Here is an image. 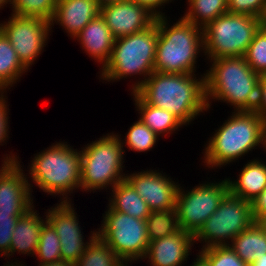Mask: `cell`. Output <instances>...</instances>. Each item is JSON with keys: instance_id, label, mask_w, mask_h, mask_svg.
<instances>
[{"instance_id": "1", "label": "cell", "mask_w": 266, "mask_h": 266, "mask_svg": "<svg viewBox=\"0 0 266 266\" xmlns=\"http://www.w3.org/2000/svg\"><path fill=\"white\" fill-rule=\"evenodd\" d=\"M154 71L135 93L147 104L162 108L185 126L208 111L205 76Z\"/></svg>"}, {"instance_id": "2", "label": "cell", "mask_w": 266, "mask_h": 266, "mask_svg": "<svg viewBox=\"0 0 266 266\" xmlns=\"http://www.w3.org/2000/svg\"><path fill=\"white\" fill-rule=\"evenodd\" d=\"M208 62L210 68L203 73L208 110L213 101H220L233 106L232 111H254L260 74L249 66L244 56L224 57Z\"/></svg>"}, {"instance_id": "3", "label": "cell", "mask_w": 266, "mask_h": 266, "mask_svg": "<svg viewBox=\"0 0 266 266\" xmlns=\"http://www.w3.org/2000/svg\"><path fill=\"white\" fill-rule=\"evenodd\" d=\"M231 113L207 140L202 152L204 167L220 169L222 166L237 162L253 149L255 151L258 147L263 148L265 119L255 111Z\"/></svg>"}, {"instance_id": "4", "label": "cell", "mask_w": 266, "mask_h": 266, "mask_svg": "<svg viewBox=\"0 0 266 266\" xmlns=\"http://www.w3.org/2000/svg\"><path fill=\"white\" fill-rule=\"evenodd\" d=\"M28 166V183L32 194L35 183L42 192L60 202L72 201L71 194L80 190L81 156L80 151L64 141L51 144L49 148L35 153ZM31 179V181H30ZM33 183V184H31Z\"/></svg>"}, {"instance_id": "5", "label": "cell", "mask_w": 266, "mask_h": 266, "mask_svg": "<svg viewBox=\"0 0 266 266\" xmlns=\"http://www.w3.org/2000/svg\"><path fill=\"white\" fill-rule=\"evenodd\" d=\"M167 19V15L156 17L158 38L154 71L195 74L198 55L204 52L202 28L182 16L171 26V20Z\"/></svg>"}, {"instance_id": "6", "label": "cell", "mask_w": 266, "mask_h": 266, "mask_svg": "<svg viewBox=\"0 0 266 266\" xmlns=\"http://www.w3.org/2000/svg\"><path fill=\"white\" fill-rule=\"evenodd\" d=\"M157 38L156 20L145 30L116 38L110 60L99 72L100 79L117 82L123 78L142 76L130 86V92H135L154 72Z\"/></svg>"}, {"instance_id": "7", "label": "cell", "mask_w": 266, "mask_h": 266, "mask_svg": "<svg viewBox=\"0 0 266 266\" xmlns=\"http://www.w3.org/2000/svg\"><path fill=\"white\" fill-rule=\"evenodd\" d=\"M121 138L118 133H107L81 148L80 191H104L125 180L123 164L126 150Z\"/></svg>"}, {"instance_id": "8", "label": "cell", "mask_w": 266, "mask_h": 266, "mask_svg": "<svg viewBox=\"0 0 266 266\" xmlns=\"http://www.w3.org/2000/svg\"><path fill=\"white\" fill-rule=\"evenodd\" d=\"M261 26V18L249 15L226 12L217 17L202 28L205 59L244 56Z\"/></svg>"}, {"instance_id": "9", "label": "cell", "mask_w": 266, "mask_h": 266, "mask_svg": "<svg viewBox=\"0 0 266 266\" xmlns=\"http://www.w3.org/2000/svg\"><path fill=\"white\" fill-rule=\"evenodd\" d=\"M106 207L105 213L102 214V224L96 229V234L124 263L132 265L143 260L149 245L146 220Z\"/></svg>"}, {"instance_id": "10", "label": "cell", "mask_w": 266, "mask_h": 266, "mask_svg": "<svg viewBox=\"0 0 266 266\" xmlns=\"http://www.w3.org/2000/svg\"><path fill=\"white\" fill-rule=\"evenodd\" d=\"M254 222L251 202L228 191L216 211L194 235V242L204 243L201 249L229 245Z\"/></svg>"}, {"instance_id": "11", "label": "cell", "mask_w": 266, "mask_h": 266, "mask_svg": "<svg viewBox=\"0 0 266 266\" xmlns=\"http://www.w3.org/2000/svg\"><path fill=\"white\" fill-rule=\"evenodd\" d=\"M229 191L227 178L206 181L186 190L179 186L176 199L178 224L181 229L195 235L205 221L216 211Z\"/></svg>"}, {"instance_id": "12", "label": "cell", "mask_w": 266, "mask_h": 266, "mask_svg": "<svg viewBox=\"0 0 266 266\" xmlns=\"http://www.w3.org/2000/svg\"><path fill=\"white\" fill-rule=\"evenodd\" d=\"M6 20L0 22V31L15 49L21 63L29 70L48 43L49 33L53 32L51 24L38 17H23L12 13Z\"/></svg>"}, {"instance_id": "13", "label": "cell", "mask_w": 266, "mask_h": 266, "mask_svg": "<svg viewBox=\"0 0 266 266\" xmlns=\"http://www.w3.org/2000/svg\"><path fill=\"white\" fill-rule=\"evenodd\" d=\"M9 153L3 156L0 166V216H22L35 201L19 155Z\"/></svg>"}, {"instance_id": "14", "label": "cell", "mask_w": 266, "mask_h": 266, "mask_svg": "<svg viewBox=\"0 0 266 266\" xmlns=\"http://www.w3.org/2000/svg\"><path fill=\"white\" fill-rule=\"evenodd\" d=\"M58 203L50 207L48 211L46 210L44 214L60 239L61 260L74 265L86 250L90 240L96 235V230L91 231L88 240L85 241L72 201H59Z\"/></svg>"}, {"instance_id": "15", "label": "cell", "mask_w": 266, "mask_h": 266, "mask_svg": "<svg viewBox=\"0 0 266 266\" xmlns=\"http://www.w3.org/2000/svg\"><path fill=\"white\" fill-rule=\"evenodd\" d=\"M165 174L159 169H141L140 172L127 173L125 179L146 201L151 211L176 210V199L180 184Z\"/></svg>"}, {"instance_id": "16", "label": "cell", "mask_w": 266, "mask_h": 266, "mask_svg": "<svg viewBox=\"0 0 266 266\" xmlns=\"http://www.w3.org/2000/svg\"><path fill=\"white\" fill-rule=\"evenodd\" d=\"M100 15L113 37L131 35L150 27L156 16L133 0H122L100 8Z\"/></svg>"}, {"instance_id": "17", "label": "cell", "mask_w": 266, "mask_h": 266, "mask_svg": "<svg viewBox=\"0 0 266 266\" xmlns=\"http://www.w3.org/2000/svg\"><path fill=\"white\" fill-rule=\"evenodd\" d=\"M194 243V235L180 228L174 234L149 242L143 260L148 259L150 266H182L187 263Z\"/></svg>"}, {"instance_id": "18", "label": "cell", "mask_w": 266, "mask_h": 266, "mask_svg": "<svg viewBox=\"0 0 266 266\" xmlns=\"http://www.w3.org/2000/svg\"><path fill=\"white\" fill-rule=\"evenodd\" d=\"M98 14L100 8L96 0H57L54 15L50 20L51 29L54 24L62 26V30L74 37Z\"/></svg>"}, {"instance_id": "19", "label": "cell", "mask_w": 266, "mask_h": 266, "mask_svg": "<svg viewBox=\"0 0 266 266\" xmlns=\"http://www.w3.org/2000/svg\"><path fill=\"white\" fill-rule=\"evenodd\" d=\"M74 39L80 43L86 55L102 64L100 69L109 62L115 38L100 14L93 18Z\"/></svg>"}, {"instance_id": "20", "label": "cell", "mask_w": 266, "mask_h": 266, "mask_svg": "<svg viewBox=\"0 0 266 266\" xmlns=\"http://www.w3.org/2000/svg\"><path fill=\"white\" fill-rule=\"evenodd\" d=\"M37 212L39 211L33 206L18 219L12 233L9 252L4 256L6 261L8 257L14 256L15 252L23 256L27 254L34 258L42 225L47 221L46 215L41 217L40 213Z\"/></svg>"}, {"instance_id": "21", "label": "cell", "mask_w": 266, "mask_h": 266, "mask_svg": "<svg viewBox=\"0 0 266 266\" xmlns=\"http://www.w3.org/2000/svg\"><path fill=\"white\" fill-rule=\"evenodd\" d=\"M244 165L236 180L227 178L229 191L245 201L252 202L266 188V162L261 158H253Z\"/></svg>"}, {"instance_id": "22", "label": "cell", "mask_w": 266, "mask_h": 266, "mask_svg": "<svg viewBox=\"0 0 266 266\" xmlns=\"http://www.w3.org/2000/svg\"><path fill=\"white\" fill-rule=\"evenodd\" d=\"M110 193L107 204L113 211L127 213L128 215L146 220L150 215L146 201L136 192L133 186L125 179L117 183Z\"/></svg>"}, {"instance_id": "23", "label": "cell", "mask_w": 266, "mask_h": 266, "mask_svg": "<svg viewBox=\"0 0 266 266\" xmlns=\"http://www.w3.org/2000/svg\"><path fill=\"white\" fill-rule=\"evenodd\" d=\"M132 100L135 102L136 111L139 113V119L148 126L158 136H166L175 131H179L184 124L169 111L157 108L145 103L135 92H131ZM166 134V135H165Z\"/></svg>"}, {"instance_id": "24", "label": "cell", "mask_w": 266, "mask_h": 266, "mask_svg": "<svg viewBox=\"0 0 266 266\" xmlns=\"http://www.w3.org/2000/svg\"><path fill=\"white\" fill-rule=\"evenodd\" d=\"M230 247L248 265L266 254V227L255 221L236 236Z\"/></svg>"}, {"instance_id": "25", "label": "cell", "mask_w": 266, "mask_h": 266, "mask_svg": "<svg viewBox=\"0 0 266 266\" xmlns=\"http://www.w3.org/2000/svg\"><path fill=\"white\" fill-rule=\"evenodd\" d=\"M28 69L19 60L15 49L0 31V92H7L20 81Z\"/></svg>"}, {"instance_id": "26", "label": "cell", "mask_w": 266, "mask_h": 266, "mask_svg": "<svg viewBox=\"0 0 266 266\" xmlns=\"http://www.w3.org/2000/svg\"><path fill=\"white\" fill-rule=\"evenodd\" d=\"M186 4L188 10L182 17L201 28L228 12L227 0H187Z\"/></svg>"}, {"instance_id": "27", "label": "cell", "mask_w": 266, "mask_h": 266, "mask_svg": "<svg viewBox=\"0 0 266 266\" xmlns=\"http://www.w3.org/2000/svg\"><path fill=\"white\" fill-rule=\"evenodd\" d=\"M124 262L97 234L74 266H121Z\"/></svg>"}, {"instance_id": "28", "label": "cell", "mask_w": 266, "mask_h": 266, "mask_svg": "<svg viewBox=\"0 0 266 266\" xmlns=\"http://www.w3.org/2000/svg\"><path fill=\"white\" fill-rule=\"evenodd\" d=\"M146 227L149 242L176 233L180 229L176 210L151 211Z\"/></svg>"}, {"instance_id": "29", "label": "cell", "mask_w": 266, "mask_h": 266, "mask_svg": "<svg viewBox=\"0 0 266 266\" xmlns=\"http://www.w3.org/2000/svg\"><path fill=\"white\" fill-rule=\"evenodd\" d=\"M125 134V141L122 139L121 143L123 148L127 146L129 151L134 152H148L154 148L159 137L148 126H146L139 118L134 122ZM125 144V145H124Z\"/></svg>"}, {"instance_id": "30", "label": "cell", "mask_w": 266, "mask_h": 266, "mask_svg": "<svg viewBox=\"0 0 266 266\" xmlns=\"http://www.w3.org/2000/svg\"><path fill=\"white\" fill-rule=\"evenodd\" d=\"M60 239L53 226L46 221L41 228L35 257L39 265L61 261Z\"/></svg>"}, {"instance_id": "31", "label": "cell", "mask_w": 266, "mask_h": 266, "mask_svg": "<svg viewBox=\"0 0 266 266\" xmlns=\"http://www.w3.org/2000/svg\"><path fill=\"white\" fill-rule=\"evenodd\" d=\"M57 0H12V14L23 17H38L50 22Z\"/></svg>"}, {"instance_id": "32", "label": "cell", "mask_w": 266, "mask_h": 266, "mask_svg": "<svg viewBox=\"0 0 266 266\" xmlns=\"http://www.w3.org/2000/svg\"><path fill=\"white\" fill-rule=\"evenodd\" d=\"M244 58L256 73H266V29L262 26L254 35Z\"/></svg>"}, {"instance_id": "33", "label": "cell", "mask_w": 266, "mask_h": 266, "mask_svg": "<svg viewBox=\"0 0 266 266\" xmlns=\"http://www.w3.org/2000/svg\"><path fill=\"white\" fill-rule=\"evenodd\" d=\"M210 266H249L230 247L213 246L198 252Z\"/></svg>"}, {"instance_id": "34", "label": "cell", "mask_w": 266, "mask_h": 266, "mask_svg": "<svg viewBox=\"0 0 266 266\" xmlns=\"http://www.w3.org/2000/svg\"><path fill=\"white\" fill-rule=\"evenodd\" d=\"M266 8V0H227L230 13L262 18Z\"/></svg>"}, {"instance_id": "35", "label": "cell", "mask_w": 266, "mask_h": 266, "mask_svg": "<svg viewBox=\"0 0 266 266\" xmlns=\"http://www.w3.org/2000/svg\"><path fill=\"white\" fill-rule=\"evenodd\" d=\"M21 216H0V257L10 249L14 227Z\"/></svg>"}, {"instance_id": "36", "label": "cell", "mask_w": 266, "mask_h": 266, "mask_svg": "<svg viewBox=\"0 0 266 266\" xmlns=\"http://www.w3.org/2000/svg\"><path fill=\"white\" fill-rule=\"evenodd\" d=\"M5 93L7 92H0V145L1 146L4 145L3 143L6 144L9 138V133H8L9 123H10V120L8 121L9 106L7 105L8 97L6 96Z\"/></svg>"}, {"instance_id": "37", "label": "cell", "mask_w": 266, "mask_h": 266, "mask_svg": "<svg viewBox=\"0 0 266 266\" xmlns=\"http://www.w3.org/2000/svg\"><path fill=\"white\" fill-rule=\"evenodd\" d=\"M254 111L266 119V73L260 74L258 84V99Z\"/></svg>"}, {"instance_id": "38", "label": "cell", "mask_w": 266, "mask_h": 266, "mask_svg": "<svg viewBox=\"0 0 266 266\" xmlns=\"http://www.w3.org/2000/svg\"><path fill=\"white\" fill-rule=\"evenodd\" d=\"M255 221H260L266 215V188L251 202Z\"/></svg>"}, {"instance_id": "39", "label": "cell", "mask_w": 266, "mask_h": 266, "mask_svg": "<svg viewBox=\"0 0 266 266\" xmlns=\"http://www.w3.org/2000/svg\"><path fill=\"white\" fill-rule=\"evenodd\" d=\"M134 2L146 7L156 17L165 16V12H161L165 5L175 0H133ZM163 6V7H162ZM162 8V9H160ZM161 10V11H160Z\"/></svg>"}, {"instance_id": "40", "label": "cell", "mask_w": 266, "mask_h": 266, "mask_svg": "<svg viewBox=\"0 0 266 266\" xmlns=\"http://www.w3.org/2000/svg\"><path fill=\"white\" fill-rule=\"evenodd\" d=\"M197 254L196 258H194V262L192 261V264L190 266H210L208 262L199 253Z\"/></svg>"}, {"instance_id": "41", "label": "cell", "mask_w": 266, "mask_h": 266, "mask_svg": "<svg viewBox=\"0 0 266 266\" xmlns=\"http://www.w3.org/2000/svg\"><path fill=\"white\" fill-rule=\"evenodd\" d=\"M38 266H74V265L61 260V261L46 263V264L38 265Z\"/></svg>"}, {"instance_id": "42", "label": "cell", "mask_w": 266, "mask_h": 266, "mask_svg": "<svg viewBox=\"0 0 266 266\" xmlns=\"http://www.w3.org/2000/svg\"><path fill=\"white\" fill-rule=\"evenodd\" d=\"M249 266H266V254L253 261Z\"/></svg>"}, {"instance_id": "43", "label": "cell", "mask_w": 266, "mask_h": 266, "mask_svg": "<svg viewBox=\"0 0 266 266\" xmlns=\"http://www.w3.org/2000/svg\"><path fill=\"white\" fill-rule=\"evenodd\" d=\"M120 1H122V0H96L99 8H102L106 5H110L112 3H116V2H120Z\"/></svg>"}, {"instance_id": "44", "label": "cell", "mask_w": 266, "mask_h": 266, "mask_svg": "<svg viewBox=\"0 0 266 266\" xmlns=\"http://www.w3.org/2000/svg\"><path fill=\"white\" fill-rule=\"evenodd\" d=\"M13 260L11 261V263L9 262V261H7V263H5L6 265H4V266H27V265H24V264H22V262L20 261H15V262H13ZM19 262V263H18Z\"/></svg>"}, {"instance_id": "45", "label": "cell", "mask_w": 266, "mask_h": 266, "mask_svg": "<svg viewBox=\"0 0 266 266\" xmlns=\"http://www.w3.org/2000/svg\"><path fill=\"white\" fill-rule=\"evenodd\" d=\"M263 149L266 152V119L264 122V132H263Z\"/></svg>"}, {"instance_id": "46", "label": "cell", "mask_w": 266, "mask_h": 266, "mask_svg": "<svg viewBox=\"0 0 266 266\" xmlns=\"http://www.w3.org/2000/svg\"><path fill=\"white\" fill-rule=\"evenodd\" d=\"M11 2L12 0H0V10L6 6L7 7V4H10V7H11Z\"/></svg>"}, {"instance_id": "47", "label": "cell", "mask_w": 266, "mask_h": 266, "mask_svg": "<svg viewBox=\"0 0 266 266\" xmlns=\"http://www.w3.org/2000/svg\"><path fill=\"white\" fill-rule=\"evenodd\" d=\"M261 24H262V27L264 29H266V8H265V12H264V14H263V16L261 18Z\"/></svg>"}, {"instance_id": "48", "label": "cell", "mask_w": 266, "mask_h": 266, "mask_svg": "<svg viewBox=\"0 0 266 266\" xmlns=\"http://www.w3.org/2000/svg\"><path fill=\"white\" fill-rule=\"evenodd\" d=\"M260 222L266 227V215L260 220Z\"/></svg>"}, {"instance_id": "49", "label": "cell", "mask_w": 266, "mask_h": 266, "mask_svg": "<svg viewBox=\"0 0 266 266\" xmlns=\"http://www.w3.org/2000/svg\"><path fill=\"white\" fill-rule=\"evenodd\" d=\"M129 263H123L121 266H129Z\"/></svg>"}]
</instances>
